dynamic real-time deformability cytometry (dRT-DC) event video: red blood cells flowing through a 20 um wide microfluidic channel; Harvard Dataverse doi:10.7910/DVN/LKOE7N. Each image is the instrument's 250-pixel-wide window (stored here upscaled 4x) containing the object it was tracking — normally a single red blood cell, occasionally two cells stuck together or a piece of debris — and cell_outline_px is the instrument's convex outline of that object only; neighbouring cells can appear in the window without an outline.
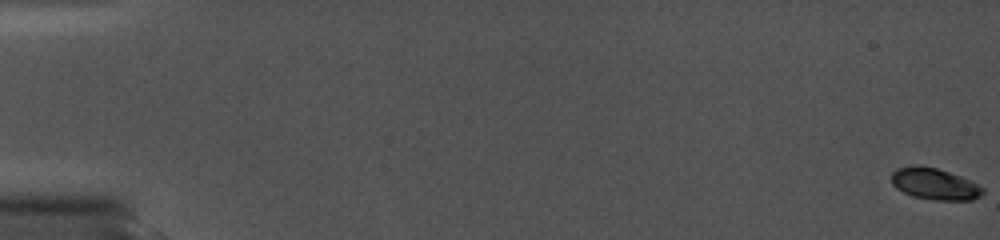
{"species": "common noctule bat (a hibernating species)", "species_latin": "Nyctalus noctula", "temperature_condition": "cold", "stored_images_in_passage": 90, "camera_frame_rate_fps": 5000, "um_per_image_px": 0.085, "animal": {"sex": "female", "body_mass_g": 19.0, "forearm_length_mm": 56.7}, "frame": {"image": 1, "passage_image": 1, "time_ms": 0.0, "image_size_px": [1000, 240], "cell_outline_px": [[984, 192], [980, 196], [972, 200], [932, 200], [912, 196], [896, 188], [892, 184], [892, 172], [896, 168], [912, 164], [920, 164], [936, 168], [960, 176], [984, 188]], "centroid_in_image_um": [79.4, 15.62], "position_along_channel_um": 5.6, "area_um2": 16.88}}
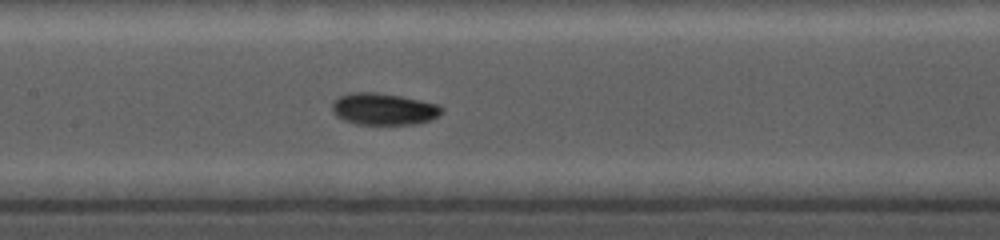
{"frame": {"image": 2, "passage_image": 54, "time_ms": 9.4, "image_size_px": [1000, 240], "cell_outline_px": [[444, 112], [432, 120], [412, 124], [356, 124], [344, 120], [336, 116], [332, 112], [332, 104], [340, 96], [348, 92], [376, 92], [400, 96], [440, 104], [444, 108]], "centroid_in_image_um": [32.64, 9.26], "position_along_channel_um": 174.8, "area_um2": 20.46}}
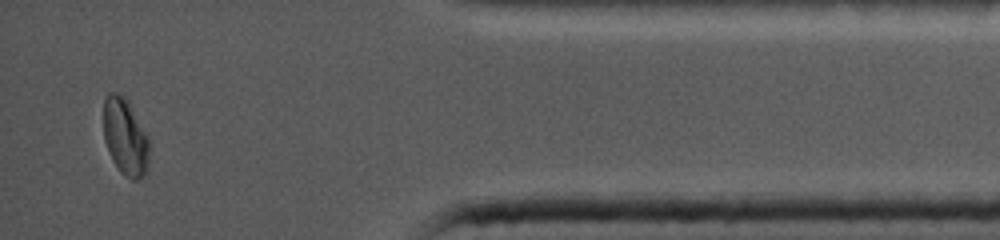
{"frame": {"image": 3, "passage_image": 86, "time_ms": 16.6, "image_size_px": [1000, 240], "cell_outline_px": [[148, 168], [144, 176], [136, 180], [132, 180], [124, 176], [120, 172], [112, 160], [108, 152], [104, 140], [104, 96], [108, 92], [116, 92], [124, 96], [128, 100], [148, 136]], "centroid_in_image_um": [10.63, 11.64], "position_along_channel_um": 424.6, "area_um2": 20.75}}